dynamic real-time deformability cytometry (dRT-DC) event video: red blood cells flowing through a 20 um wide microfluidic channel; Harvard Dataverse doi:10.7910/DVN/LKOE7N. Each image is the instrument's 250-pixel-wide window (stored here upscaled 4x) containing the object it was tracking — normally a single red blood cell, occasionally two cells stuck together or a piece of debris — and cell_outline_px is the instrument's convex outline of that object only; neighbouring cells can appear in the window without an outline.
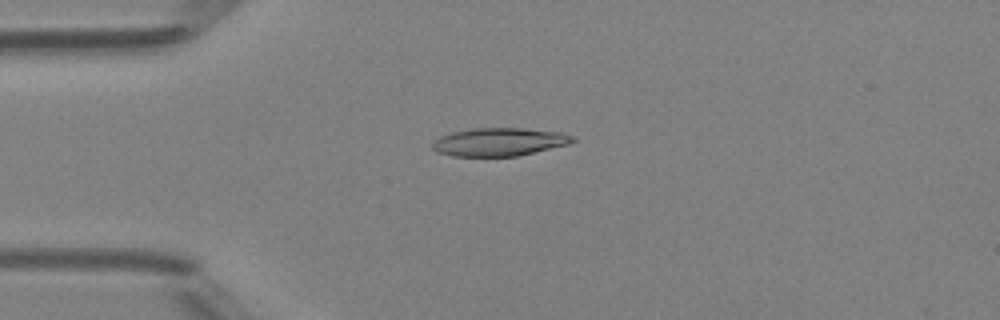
{"species": "Egyptian fruit bat (a non-hibernating species)", "species_latin": "Rousettus aegyptiacus", "temperature_condition": "room temperature", "stored_images_in_passage": 38, "camera_frame_rate_fps": 3000, "um_per_image_px": 0.085, "animal": {"sex": "female"}, "frame": {"image": 1, "passage_image": 1, "time_ms": 0.0, "image_size_px": [1000, 320], "cell_outline_px": [[576, 140], [568, 144], [516, 156], [452, 156], [436, 152], [432, 148], [432, 144], [440, 136], [452, 132], [472, 128], [520, 128], [560, 132], [572, 136]], "centroid_in_image_um": [42.39, 12.06], "position_along_channel_um": 42.6, "area_um2": 22.77}}
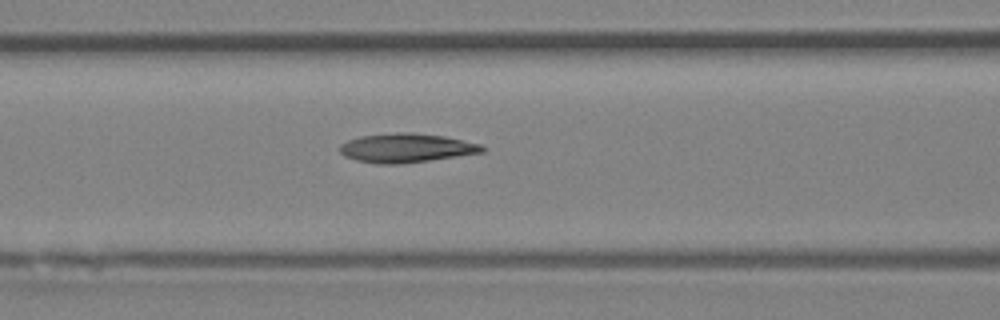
{"frame": {"image": 2, "passage_image": 9, "time_ms": 2.667, "image_size_px": [1000, 320], "cell_outline_px": [[488, 148], [484, 152], [400, 164], [376, 164], [356, 160], [344, 156], [340, 152], [340, 144], [348, 140], [360, 136], [400, 132], [412, 132], [444, 136], [480, 144]], "centroid_in_image_um": [34.52, 12.57], "position_along_channel_um": 132.1, "area_um2": 24.04}}
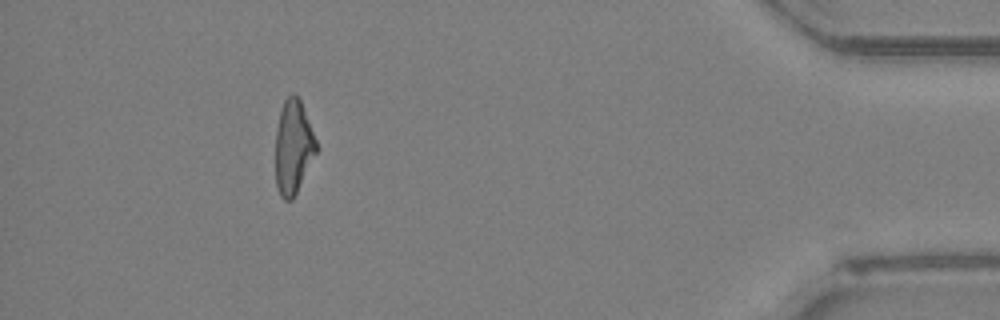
{"frame": {"image": 3, "passage_image": 33, "time_ms": 10.667, "image_size_px": [1000, 320], "cell_outline_px": [[316, 152], [292, 200], [284, 200], [280, 196], [276, 184], [276, 128], [280, 112], [284, 100], [292, 92], [296, 92], [300, 100], [316, 140]], "centroid_in_image_um": [24.9, 12.47], "position_along_channel_um": 410.3, "area_um2": 21.91}, "authors_computed_cell_mechanics": {"area_um2": 23.0333, "velocity_mm_per_s": 4.2154, "shape_relaxation_time_tau1_ms": null, "shape_relaxation_time_tau2_ms": 5.3355, "deformation_change_tau1": null, "deformation_change_tau2": 0.1554}}